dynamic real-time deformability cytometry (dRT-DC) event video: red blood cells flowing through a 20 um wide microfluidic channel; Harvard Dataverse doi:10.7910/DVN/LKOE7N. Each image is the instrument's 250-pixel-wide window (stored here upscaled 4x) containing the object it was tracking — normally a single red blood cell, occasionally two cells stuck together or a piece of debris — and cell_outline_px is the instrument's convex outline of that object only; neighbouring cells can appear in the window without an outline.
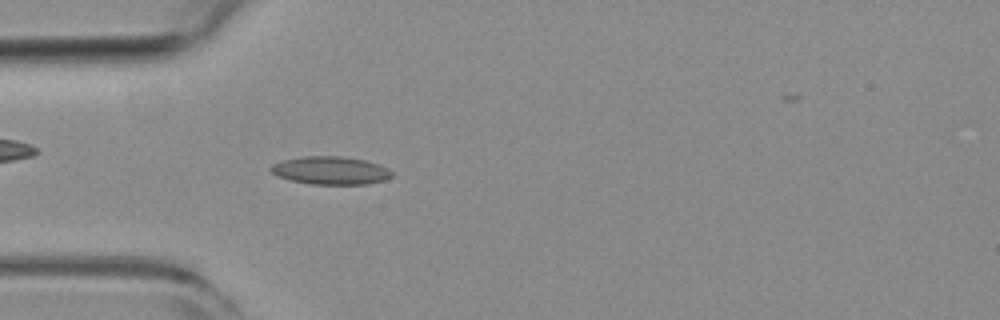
{"species": "common noctule bat (a hibernating species)", "species_latin": "Nyctalus noctula", "temperature_condition": "room temperature", "stored_images_in_passage": 41, "camera_frame_rate_fps": 3000, "um_per_image_px": 0.085, "animal": {"sex": "female", "body_mass_g": 19.3, "forearm_length_mm": 54.1}, "frame": {"image": 1, "passage_image": 5, "time_ms": 1.333, "image_size_px": [1000, 320], "cell_outline_px": [[392, 176], [384, 180], [368, 184], [312, 184], [292, 180], [280, 176], [272, 172], [268, 168], [272, 164], [284, 160], [304, 156], [340, 156], [364, 160], [388, 168], [392, 172]], "centroid_in_image_um": [28.11, 14.49], "position_along_channel_um": 56.9, "area_um2": 19.48}}
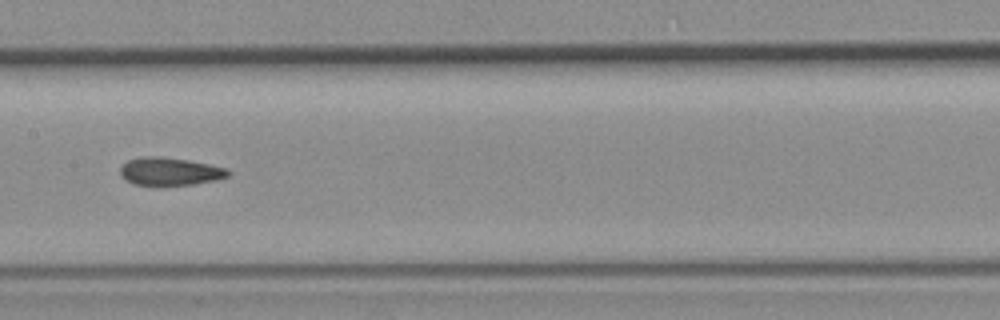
{"frame": {"image": 2, "passage_image": 16, "time_ms": 5.0, "image_size_px": [1000, 320], "cell_outline_px": [[232, 172], [228, 176], [216, 180], [192, 184], [160, 188], [156, 188], [132, 184], [124, 180], [120, 176], [120, 168], [128, 160], [144, 156], [160, 156], [188, 160], [228, 168]], "centroid_in_image_um": [14.4, 14.62], "position_along_channel_um": 193.0, "area_um2": 18.32}}
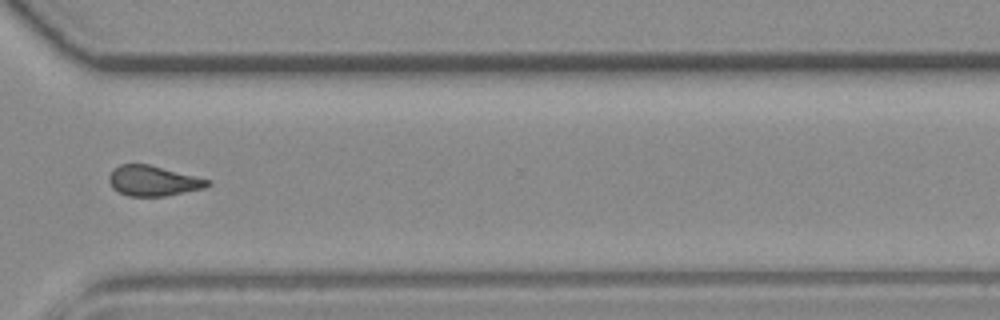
{"frame": {"image": 3, "passage_image": 29, "time_ms": 9.333, "image_size_px": [1000, 320], "cell_outline_px": [[212, 184], [204, 188], [164, 196], [128, 196], [112, 188], [108, 180], [108, 176], [120, 164], [148, 164], [212, 180]], "centroid_in_image_um": [13.04, 15.37], "position_along_channel_um": 357.6, "area_um2": 17.28}}